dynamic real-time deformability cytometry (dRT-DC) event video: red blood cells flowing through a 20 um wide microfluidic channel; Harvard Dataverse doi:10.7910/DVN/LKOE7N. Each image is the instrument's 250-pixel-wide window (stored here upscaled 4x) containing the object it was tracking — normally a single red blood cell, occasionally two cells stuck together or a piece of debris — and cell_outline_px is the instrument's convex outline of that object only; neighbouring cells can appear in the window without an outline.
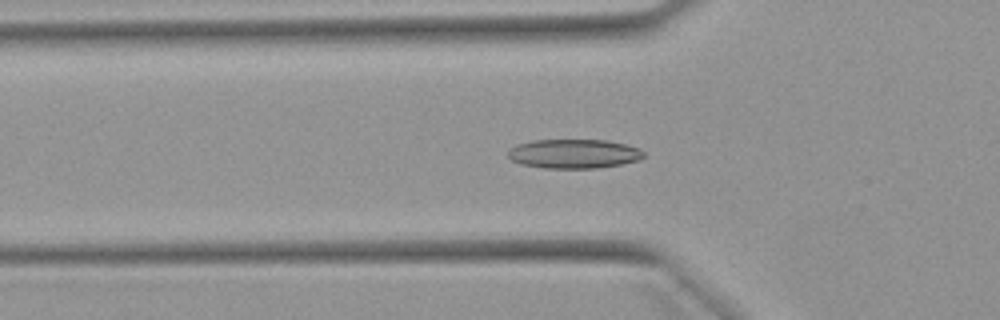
{"species": "Egyptian fruit bat (a non-hibernating species)", "species_latin": "Rousettus aegyptiacus", "temperature_condition": "warm", "stored_images_in_passage": 50, "camera_frame_rate_fps": 3000, "um_per_image_px": 0.085, "animal": {"sex": "female"}, "frame": {"image": 1, "passage_image": 16, "time_ms": 5.0, "image_size_px": [1000, 320], "cell_outline_px": [[644, 156], [640, 160], [620, 164], [596, 168], [544, 168], [520, 164], [512, 160], [508, 156], [508, 152], [516, 144], [532, 140], [608, 140], [640, 148], [644, 152]], "centroid_in_image_um": [48.78, 13.07], "position_along_channel_um": 77.0, "area_um2": 23.12}}
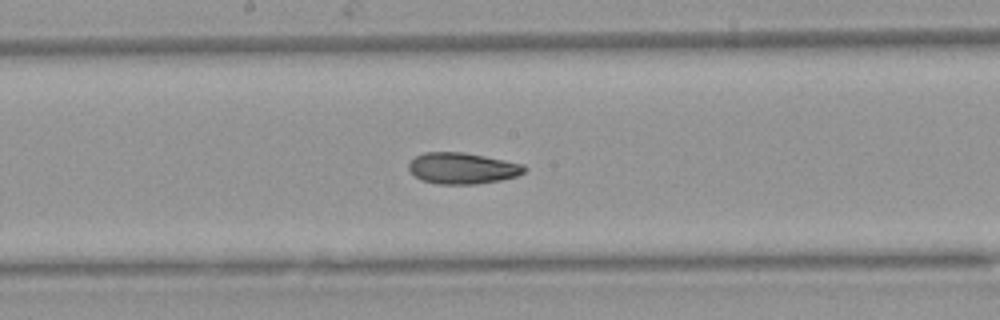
{"frame": {"image": 2, "passage_image": 26, "time_ms": 8.333, "image_size_px": [1000, 320], "cell_outline_px": [[528, 168], [524, 172], [516, 176], [500, 180], [476, 184], [436, 184], [420, 180], [408, 168], [408, 164], [416, 156], [424, 152], [464, 152], [524, 164]], "centroid_in_image_um": [39.3, 14.3], "position_along_channel_um": 208.9, "area_um2": 21.04}}
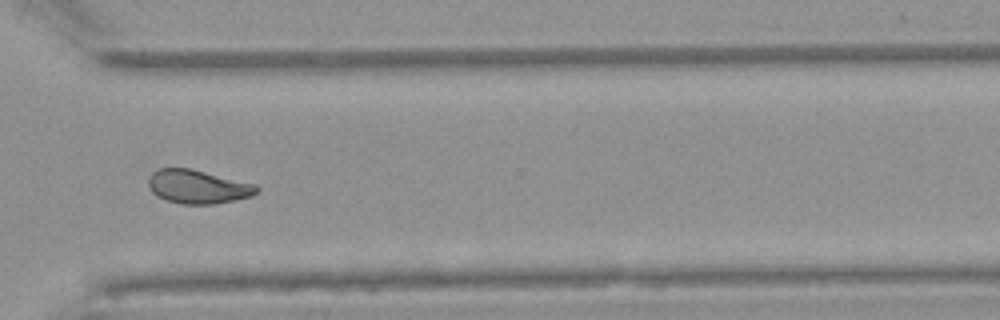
{"frame": {"image": 3, "passage_image": 37, "time_ms": 12.0, "image_size_px": [1000, 320], "cell_outline_px": [[260, 188], [252, 196], [236, 200], [212, 204], [184, 204], [164, 200], [156, 196], [152, 192], [148, 184], [148, 176], [156, 168], [192, 168], [256, 184]], "centroid_in_image_um": [16.8, 15.86], "position_along_channel_um": 353.8, "area_um2": 21.56}, "authors_computed_cell_mechanics": {"area_um2": 21.6461, "velocity_mm_per_s": 3.9468, "shape_relaxation_time_tau1_ms": 9.1311, "shape_relaxation_time_tau2_ms": 2.0991, "deformation_change_tau1": 0.1783, "deformation_change_tau2": 0.0781}}